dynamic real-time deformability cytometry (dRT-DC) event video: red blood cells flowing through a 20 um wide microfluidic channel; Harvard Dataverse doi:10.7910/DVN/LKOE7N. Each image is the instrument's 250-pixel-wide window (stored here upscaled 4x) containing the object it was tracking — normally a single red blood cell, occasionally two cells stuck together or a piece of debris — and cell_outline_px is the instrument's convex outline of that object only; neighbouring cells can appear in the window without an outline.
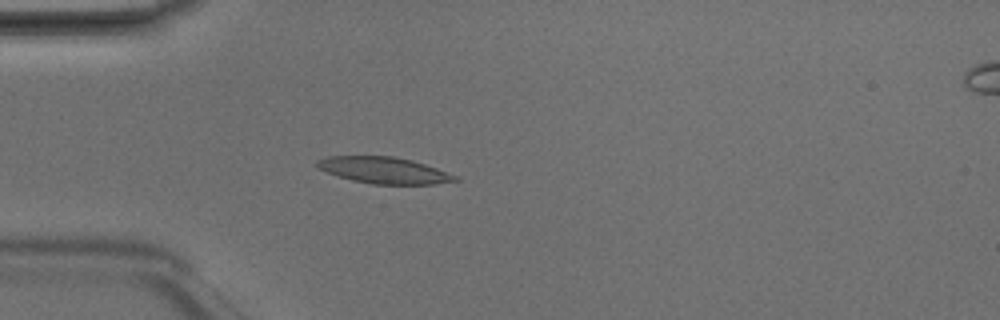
{"species": "Egyptian fruit bat (a non-hibernating species)", "species_latin": "Rousettus aegyptiacus", "temperature_condition": "room temperature", "stored_images_in_passage": 5, "camera_frame_rate_fps": 3000, "um_per_image_px": 0.085, "animal": {"sex": "male"}, "frame": {"image": 1, "passage_image": 4, "time_ms": 1.0, "image_size_px": [1000, 320], "cell_outline_px": [[460, 180], [436, 184], [372, 184], [352, 180], [316, 168], [316, 160], [328, 156], [392, 156], [412, 160], [436, 168], [456, 176]], "centroid_in_image_um": [32.62, 14.47], "position_along_channel_um": 52.4, "area_um2": 21.1}}